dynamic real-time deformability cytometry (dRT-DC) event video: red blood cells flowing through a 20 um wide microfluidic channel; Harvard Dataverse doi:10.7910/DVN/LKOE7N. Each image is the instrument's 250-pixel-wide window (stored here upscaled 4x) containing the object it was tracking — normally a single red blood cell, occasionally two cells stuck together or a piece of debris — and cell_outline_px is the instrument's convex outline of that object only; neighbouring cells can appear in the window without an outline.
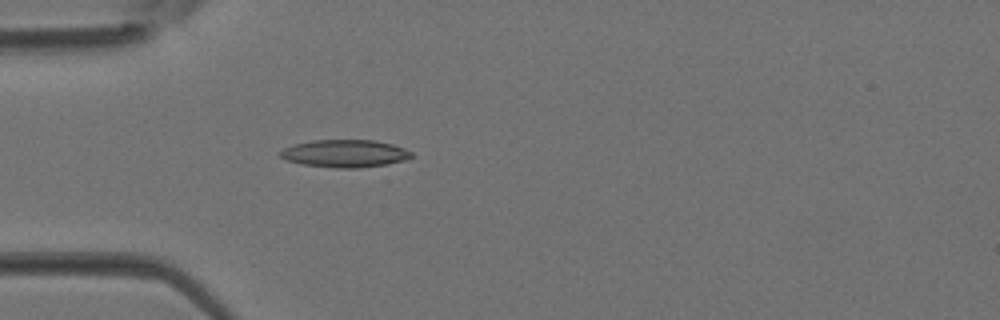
{"species": "Egyptian fruit bat (a non-hibernating species)", "species_latin": "Rousettus aegyptiacus", "temperature_condition": "room temperature", "stored_images_in_passage": 3, "camera_frame_rate_fps": 3000, "um_per_image_px": 0.085, "animal": {"sex": "female"}, "frame": {"image": 1, "passage_image": 3, "time_ms": 0.667, "image_size_px": [1000, 320], "cell_outline_px": [[412, 156], [404, 160], [388, 164], [360, 168], [336, 168], [304, 164], [288, 160], [280, 156], [280, 152], [284, 148], [292, 144], [312, 140], [376, 140], [392, 144], [404, 148], [412, 152]], "centroid_in_image_um": [29.33, 13.04], "position_along_channel_um": 55.7, "area_um2": 21.04}}